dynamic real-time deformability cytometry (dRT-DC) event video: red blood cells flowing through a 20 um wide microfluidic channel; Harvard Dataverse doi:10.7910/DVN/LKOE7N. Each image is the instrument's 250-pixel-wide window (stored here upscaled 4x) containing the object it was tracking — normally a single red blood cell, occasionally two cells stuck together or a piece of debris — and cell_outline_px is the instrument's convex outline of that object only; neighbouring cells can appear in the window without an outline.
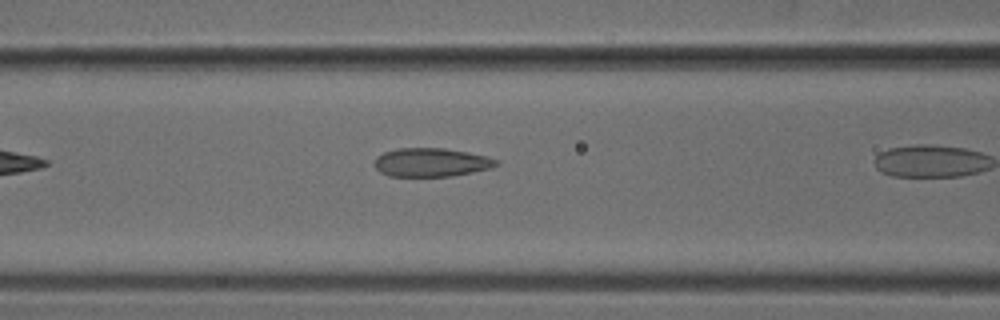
{"species": "common noctule bat (a hibernating species)", "species_latin": "Nyctalus noctula", "temperature_condition": "cold", "stored_images_in_passage": 4, "camera_frame_rate_fps": 3000, "um_per_image_px": 0.085, "animal": {"sex": "male", "body_mass_g": 18.8}, "frame": {"image": 1, "passage_image": 3, "time_ms": 0.667, "image_size_px": [1000, 320], "cell_outline_px": [[500, 164], [492, 168], [452, 176], [388, 176], [380, 172], [372, 164], [376, 156], [384, 152], [396, 148], [444, 148], [468, 152], [500, 160]], "centroid_in_image_um": [36.64, 13.8], "position_along_channel_um": 130.0, "area_um2": 20.52}}